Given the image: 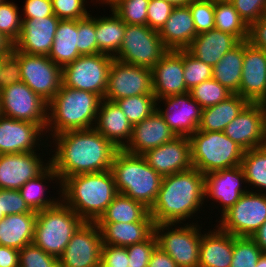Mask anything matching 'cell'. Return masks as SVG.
<instances>
[{
    "label": "cell",
    "instance_id": "1",
    "mask_svg": "<svg viewBox=\"0 0 266 267\" xmlns=\"http://www.w3.org/2000/svg\"><path fill=\"white\" fill-rule=\"evenodd\" d=\"M52 138L57 145L49 159L59 176L56 184L70 176L111 170L118 149L95 128L69 130Z\"/></svg>",
    "mask_w": 266,
    "mask_h": 267
},
{
    "label": "cell",
    "instance_id": "2",
    "mask_svg": "<svg viewBox=\"0 0 266 267\" xmlns=\"http://www.w3.org/2000/svg\"><path fill=\"white\" fill-rule=\"evenodd\" d=\"M204 186L205 175L195 168L163 176L157 199L149 210L154 225L181 224L191 219L204 204Z\"/></svg>",
    "mask_w": 266,
    "mask_h": 267
},
{
    "label": "cell",
    "instance_id": "3",
    "mask_svg": "<svg viewBox=\"0 0 266 267\" xmlns=\"http://www.w3.org/2000/svg\"><path fill=\"white\" fill-rule=\"evenodd\" d=\"M59 187L62 201L84 222H97L118 194L111 170L70 176Z\"/></svg>",
    "mask_w": 266,
    "mask_h": 267
},
{
    "label": "cell",
    "instance_id": "4",
    "mask_svg": "<svg viewBox=\"0 0 266 267\" xmlns=\"http://www.w3.org/2000/svg\"><path fill=\"white\" fill-rule=\"evenodd\" d=\"M101 100L95 93L62 84L48 103V121L44 134L48 132L53 137L69 130L94 128Z\"/></svg>",
    "mask_w": 266,
    "mask_h": 267
},
{
    "label": "cell",
    "instance_id": "5",
    "mask_svg": "<svg viewBox=\"0 0 266 267\" xmlns=\"http://www.w3.org/2000/svg\"><path fill=\"white\" fill-rule=\"evenodd\" d=\"M111 171L118 193L151 209L157 199L162 176L147 164L142 155L118 149L112 160Z\"/></svg>",
    "mask_w": 266,
    "mask_h": 267
},
{
    "label": "cell",
    "instance_id": "6",
    "mask_svg": "<svg viewBox=\"0 0 266 267\" xmlns=\"http://www.w3.org/2000/svg\"><path fill=\"white\" fill-rule=\"evenodd\" d=\"M189 140L193 168L204 175L241 165L245 150L223 132L197 130Z\"/></svg>",
    "mask_w": 266,
    "mask_h": 267
},
{
    "label": "cell",
    "instance_id": "7",
    "mask_svg": "<svg viewBox=\"0 0 266 267\" xmlns=\"http://www.w3.org/2000/svg\"><path fill=\"white\" fill-rule=\"evenodd\" d=\"M83 223L77 213L61 200L52 208L37 211L33 243L59 258Z\"/></svg>",
    "mask_w": 266,
    "mask_h": 267
},
{
    "label": "cell",
    "instance_id": "8",
    "mask_svg": "<svg viewBox=\"0 0 266 267\" xmlns=\"http://www.w3.org/2000/svg\"><path fill=\"white\" fill-rule=\"evenodd\" d=\"M176 225L171 223L154 225L158 246L176 262L178 267H198L202 237L199 225L187 223L177 229L172 228Z\"/></svg>",
    "mask_w": 266,
    "mask_h": 267
},
{
    "label": "cell",
    "instance_id": "9",
    "mask_svg": "<svg viewBox=\"0 0 266 267\" xmlns=\"http://www.w3.org/2000/svg\"><path fill=\"white\" fill-rule=\"evenodd\" d=\"M167 51L158 31L147 25L126 24L121 47L114 59L152 69Z\"/></svg>",
    "mask_w": 266,
    "mask_h": 267
},
{
    "label": "cell",
    "instance_id": "10",
    "mask_svg": "<svg viewBox=\"0 0 266 267\" xmlns=\"http://www.w3.org/2000/svg\"><path fill=\"white\" fill-rule=\"evenodd\" d=\"M113 57L106 54L81 55L62 68V84L88 91L104 99Z\"/></svg>",
    "mask_w": 266,
    "mask_h": 267
},
{
    "label": "cell",
    "instance_id": "11",
    "mask_svg": "<svg viewBox=\"0 0 266 267\" xmlns=\"http://www.w3.org/2000/svg\"><path fill=\"white\" fill-rule=\"evenodd\" d=\"M251 190L221 215L217 227L236 237H251L259 229L266 221V194Z\"/></svg>",
    "mask_w": 266,
    "mask_h": 267
},
{
    "label": "cell",
    "instance_id": "12",
    "mask_svg": "<svg viewBox=\"0 0 266 267\" xmlns=\"http://www.w3.org/2000/svg\"><path fill=\"white\" fill-rule=\"evenodd\" d=\"M0 110L3 116L47 127L48 103L22 81L0 90Z\"/></svg>",
    "mask_w": 266,
    "mask_h": 267
},
{
    "label": "cell",
    "instance_id": "13",
    "mask_svg": "<svg viewBox=\"0 0 266 267\" xmlns=\"http://www.w3.org/2000/svg\"><path fill=\"white\" fill-rule=\"evenodd\" d=\"M135 95H154L151 69L113 59L104 99L115 102Z\"/></svg>",
    "mask_w": 266,
    "mask_h": 267
},
{
    "label": "cell",
    "instance_id": "14",
    "mask_svg": "<svg viewBox=\"0 0 266 267\" xmlns=\"http://www.w3.org/2000/svg\"><path fill=\"white\" fill-rule=\"evenodd\" d=\"M21 81L49 103L62 85V68L45 55L20 52Z\"/></svg>",
    "mask_w": 266,
    "mask_h": 267
},
{
    "label": "cell",
    "instance_id": "15",
    "mask_svg": "<svg viewBox=\"0 0 266 267\" xmlns=\"http://www.w3.org/2000/svg\"><path fill=\"white\" fill-rule=\"evenodd\" d=\"M102 246L101 230L96 222H84L58 258L60 267H99Z\"/></svg>",
    "mask_w": 266,
    "mask_h": 267
},
{
    "label": "cell",
    "instance_id": "16",
    "mask_svg": "<svg viewBox=\"0 0 266 267\" xmlns=\"http://www.w3.org/2000/svg\"><path fill=\"white\" fill-rule=\"evenodd\" d=\"M223 133L244 150L266 145V105L248 103Z\"/></svg>",
    "mask_w": 266,
    "mask_h": 267
},
{
    "label": "cell",
    "instance_id": "17",
    "mask_svg": "<svg viewBox=\"0 0 266 267\" xmlns=\"http://www.w3.org/2000/svg\"><path fill=\"white\" fill-rule=\"evenodd\" d=\"M164 101V110L157 107L164 121L176 136L190 137L200 125L202 108L190 93L173 95L157 99V104Z\"/></svg>",
    "mask_w": 266,
    "mask_h": 267
},
{
    "label": "cell",
    "instance_id": "18",
    "mask_svg": "<svg viewBox=\"0 0 266 267\" xmlns=\"http://www.w3.org/2000/svg\"><path fill=\"white\" fill-rule=\"evenodd\" d=\"M238 94L250 103H266V52L244 41V57Z\"/></svg>",
    "mask_w": 266,
    "mask_h": 267
},
{
    "label": "cell",
    "instance_id": "19",
    "mask_svg": "<svg viewBox=\"0 0 266 267\" xmlns=\"http://www.w3.org/2000/svg\"><path fill=\"white\" fill-rule=\"evenodd\" d=\"M45 130L42 125L0 115V154L36 151V146L44 145L40 139Z\"/></svg>",
    "mask_w": 266,
    "mask_h": 267
},
{
    "label": "cell",
    "instance_id": "20",
    "mask_svg": "<svg viewBox=\"0 0 266 267\" xmlns=\"http://www.w3.org/2000/svg\"><path fill=\"white\" fill-rule=\"evenodd\" d=\"M35 151L0 154V189L19 190L28 180L36 178L49 165ZM44 163V164H43Z\"/></svg>",
    "mask_w": 266,
    "mask_h": 267
},
{
    "label": "cell",
    "instance_id": "21",
    "mask_svg": "<svg viewBox=\"0 0 266 267\" xmlns=\"http://www.w3.org/2000/svg\"><path fill=\"white\" fill-rule=\"evenodd\" d=\"M147 164L162 177L193 168L189 137L177 136L142 154Z\"/></svg>",
    "mask_w": 266,
    "mask_h": 267
},
{
    "label": "cell",
    "instance_id": "22",
    "mask_svg": "<svg viewBox=\"0 0 266 267\" xmlns=\"http://www.w3.org/2000/svg\"><path fill=\"white\" fill-rule=\"evenodd\" d=\"M151 73L156 99L189 93L184 81L183 50H168Z\"/></svg>",
    "mask_w": 266,
    "mask_h": 267
},
{
    "label": "cell",
    "instance_id": "23",
    "mask_svg": "<svg viewBox=\"0 0 266 267\" xmlns=\"http://www.w3.org/2000/svg\"><path fill=\"white\" fill-rule=\"evenodd\" d=\"M243 182L246 183V179L241 166L207 173L204 186L205 199L209 197L213 198L212 201L221 203L223 215L249 191L241 188Z\"/></svg>",
    "mask_w": 266,
    "mask_h": 267
},
{
    "label": "cell",
    "instance_id": "24",
    "mask_svg": "<svg viewBox=\"0 0 266 267\" xmlns=\"http://www.w3.org/2000/svg\"><path fill=\"white\" fill-rule=\"evenodd\" d=\"M59 21L56 16L22 19V31L13 48L30 55L48 56Z\"/></svg>",
    "mask_w": 266,
    "mask_h": 267
},
{
    "label": "cell",
    "instance_id": "25",
    "mask_svg": "<svg viewBox=\"0 0 266 267\" xmlns=\"http://www.w3.org/2000/svg\"><path fill=\"white\" fill-rule=\"evenodd\" d=\"M177 137L164 121L158 110L149 117L133 125L129 142L123 150L142 155L146 151L154 149Z\"/></svg>",
    "mask_w": 266,
    "mask_h": 267
},
{
    "label": "cell",
    "instance_id": "26",
    "mask_svg": "<svg viewBox=\"0 0 266 267\" xmlns=\"http://www.w3.org/2000/svg\"><path fill=\"white\" fill-rule=\"evenodd\" d=\"M94 128L117 149H123L131 138L133 125L115 102L102 99Z\"/></svg>",
    "mask_w": 266,
    "mask_h": 267
},
{
    "label": "cell",
    "instance_id": "27",
    "mask_svg": "<svg viewBox=\"0 0 266 267\" xmlns=\"http://www.w3.org/2000/svg\"><path fill=\"white\" fill-rule=\"evenodd\" d=\"M240 42L236 36L212 29L197 34L186 50L194 57L214 67L228 51Z\"/></svg>",
    "mask_w": 266,
    "mask_h": 267
},
{
    "label": "cell",
    "instance_id": "28",
    "mask_svg": "<svg viewBox=\"0 0 266 267\" xmlns=\"http://www.w3.org/2000/svg\"><path fill=\"white\" fill-rule=\"evenodd\" d=\"M196 35L194 21L188 5L174 7L170 17L159 31V36L168 50L186 49Z\"/></svg>",
    "mask_w": 266,
    "mask_h": 267
},
{
    "label": "cell",
    "instance_id": "29",
    "mask_svg": "<svg viewBox=\"0 0 266 267\" xmlns=\"http://www.w3.org/2000/svg\"><path fill=\"white\" fill-rule=\"evenodd\" d=\"M232 256V234L222 231L219 227L202 234L198 267H230Z\"/></svg>",
    "mask_w": 266,
    "mask_h": 267
},
{
    "label": "cell",
    "instance_id": "30",
    "mask_svg": "<svg viewBox=\"0 0 266 267\" xmlns=\"http://www.w3.org/2000/svg\"><path fill=\"white\" fill-rule=\"evenodd\" d=\"M101 230L102 243L127 247L147 240L154 233L153 221L96 222Z\"/></svg>",
    "mask_w": 266,
    "mask_h": 267
},
{
    "label": "cell",
    "instance_id": "31",
    "mask_svg": "<svg viewBox=\"0 0 266 267\" xmlns=\"http://www.w3.org/2000/svg\"><path fill=\"white\" fill-rule=\"evenodd\" d=\"M37 213L10 214L0 220V246L21 250L33 243Z\"/></svg>",
    "mask_w": 266,
    "mask_h": 267
},
{
    "label": "cell",
    "instance_id": "32",
    "mask_svg": "<svg viewBox=\"0 0 266 267\" xmlns=\"http://www.w3.org/2000/svg\"><path fill=\"white\" fill-rule=\"evenodd\" d=\"M249 102L239 94H232L220 103L202 109L198 130L223 132Z\"/></svg>",
    "mask_w": 266,
    "mask_h": 267
},
{
    "label": "cell",
    "instance_id": "33",
    "mask_svg": "<svg viewBox=\"0 0 266 267\" xmlns=\"http://www.w3.org/2000/svg\"><path fill=\"white\" fill-rule=\"evenodd\" d=\"M78 45V20H60L48 57L63 68L81 56Z\"/></svg>",
    "mask_w": 266,
    "mask_h": 267
},
{
    "label": "cell",
    "instance_id": "34",
    "mask_svg": "<svg viewBox=\"0 0 266 267\" xmlns=\"http://www.w3.org/2000/svg\"><path fill=\"white\" fill-rule=\"evenodd\" d=\"M244 57V41L228 51L213 67L212 78L232 94H238Z\"/></svg>",
    "mask_w": 266,
    "mask_h": 267
},
{
    "label": "cell",
    "instance_id": "35",
    "mask_svg": "<svg viewBox=\"0 0 266 267\" xmlns=\"http://www.w3.org/2000/svg\"><path fill=\"white\" fill-rule=\"evenodd\" d=\"M111 17L95 18V32L98 53L115 57L121 47L126 23L111 9Z\"/></svg>",
    "mask_w": 266,
    "mask_h": 267
},
{
    "label": "cell",
    "instance_id": "36",
    "mask_svg": "<svg viewBox=\"0 0 266 267\" xmlns=\"http://www.w3.org/2000/svg\"><path fill=\"white\" fill-rule=\"evenodd\" d=\"M153 221L149 209L142 203L118 193L97 222Z\"/></svg>",
    "mask_w": 266,
    "mask_h": 267
},
{
    "label": "cell",
    "instance_id": "37",
    "mask_svg": "<svg viewBox=\"0 0 266 267\" xmlns=\"http://www.w3.org/2000/svg\"><path fill=\"white\" fill-rule=\"evenodd\" d=\"M50 179L51 181L55 180L57 182V179L59 181V176L51 164L40 175H38L36 178L28 180L19 189L22 198L33 211L37 212L52 208L61 201V197L58 198V200L44 197L46 195V190L44 188L47 186L46 183H48L45 182V180L50 181ZM43 182H45V185Z\"/></svg>",
    "mask_w": 266,
    "mask_h": 267
},
{
    "label": "cell",
    "instance_id": "38",
    "mask_svg": "<svg viewBox=\"0 0 266 267\" xmlns=\"http://www.w3.org/2000/svg\"><path fill=\"white\" fill-rule=\"evenodd\" d=\"M215 29L236 36L240 41L249 37V26L229 0H215Z\"/></svg>",
    "mask_w": 266,
    "mask_h": 267
},
{
    "label": "cell",
    "instance_id": "39",
    "mask_svg": "<svg viewBox=\"0 0 266 267\" xmlns=\"http://www.w3.org/2000/svg\"><path fill=\"white\" fill-rule=\"evenodd\" d=\"M240 166L244 171L246 183L259 188L258 193L265 191L266 194V145L245 150Z\"/></svg>",
    "mask_w": 266,
    "mask_h": 267
},
{
    "label": "cell",
    "instance_id": "40",
    "mask_svg": "<svg viewBox=\"0 0 266 267\" xmlns=\"http://www.w3.org/2000/svg\"><path fill=\"white\" fill-rule=\"evenodd\" d=\"M132 125L149 117L157 110L155 95H135L115 101Z\"/></svg>",
    "mask_w": 266,
    "mask_h": 267
},
{
    "label": "cell",
    "instance_id": "41",
    "mask_svg": "<svg viewBox=\"0 0 266 267\" xmlns=\"http://www.w3.org/2000/svg\"><path fill=\"white\" fill-rule=\"evenodd\" d=\"M149 2L150 0H101L99 4L109 5L126 24L146 25Z\"/></svg>",
    "mask_w": 266,
    "mask_h": 267
},
{
    "label": "cell",
    "instance_id": "42",
    "mask_svg": "<svg viewBox=\"0 0 266 267\" xmlns=\"http://www.w3.org/2000/svg\"><path fill=\"white\" fill-rule=\"evenodd\" d=\"M189 93L202 109L214 106L232 95L229 90L213 78L194 86L189 90Z\"/></svg>",
    "mask_w": 266,
    "mask_h": 267
},
{
    "label": "cell",
    "instance_id": "43",
    "mask_svg": "<svg viewBox=\"0 0 266 267\" xmlns=\"http://www.w3.org/2000/svg\"><path fill=\"white\" fill-rule=\"evenodd\" d=\"M262 253L251 237L233 236V256L230 267H256Z\"/></svg>",
    "mask_w": 266,
    "mask_h": 267
},
{
    "label": "cell",
    "instance_id": "44",
    "mask_svg": "<svg viewBox=\"0 0 266 267\" xmlns=\"http://www.w3.org/2000/svg\"><path fill=\"white\" fill-rule=\"evenodd\" d=\"M184 81L188 90L212 78L213 67L183 49Z\"/></svg>",
    "mask_w": 266,
    "mask_h": 267
},
{
    "label": "cell",
    "instance_id": "45",
    "mask_svg": "<svg viewBox=\"0 0 266 267\" xmlns=\"http://www.w3.org/2000/svg\"><path fill=\"white\" fill-rule=\"evenodd\" d=\"M18 6L10 1L0 3V33L13 44L19 39L22 31V17L18 15Z\"/></svg>",
    "mask_w": 266,
    "mask_h": 267
},
{
    "label": "cell",
    "instance_id": "46",
    "mask_svg": "<svg viewBox=\"0 0 266 267\" xmlns=\"http://www.w3.org/2000/svg\"><path fill=\"white\" fill-rule=\"evenodd\" d=\"M196 34L215 29V0H193L189 5Z\"/></svg>",
    "mask_w": 266,
    "mask_h": 267
},
{
    "label": "cell",
    "instance_id": "47",
    "mask_svg": "<svg viewBox=\"0 0 266 267\" xmlns=\"http://www.w3.org/2000/svg\"><path fill=\"white\" fill-rule=\"evenodd\" d=\"M19 267H60L59 259L34 243L19 250Z\"/></svg>",
    "mask_w": 266,
    "mask_h": 267
},
{
    "label": "cell",
    "instance_id": "48",
    "mask_svg": "<svg viewBox=\"0 0 266 267\" xmlns=\"http://www.w3.org/2000/svg\"><path fill=\"white\" fill-rule=\"evenodd\" d=\"M95 32V17L88 15L78 20V45L77 49L81 55L98 54V44Z\"/></svg>",
    "mask_w": 266,
    "mask_h": 267
},
{
    "label": "cell",
    "instance_id": "49",
    "mask_svg": "<svg viewBox=\"0 0 266 267\" xmlns=\"http://www.w3.org/2000/svg\"><path fill=\"white\" fill-rule=\"evenodd\" d=\"M21 82L20 51L14 48L3 55L0 67V90L6 86Z\"/></svg>",
    "mask_w": 266,
    "mask_h": 267
},
{
    "label": "cell",
    "instance_id": "50",
    "mask_svg": "<svg viewBox=\"0 0 266 267\" xmlns=\"http://www.w3.org/2000/svg\"><path fill=\"white\" fill-rule=\"evenodd\" d=\"M157 246L154 233L144 242L127 246L128 267H148L152 253Z\"/></svg>",
    "mask_w": 266,
    "mask_h": 267
},
{
    "label": "cell",
    "instance_id": "51",
    "mask_svg": "<svg viewBox=\"0 0 266 267\" xmlns=\"http://www.w3.org/2000/svg\"><path fill=\"white\" fill-rule=\"evenodd\" d=\"M51 2L54 15L60 20H79L90 14L84 7L87 2L85 0H51Z\"/></svg>",
    "mask_w": 266,
    "mask_h": 267
},
{
    "label": "cell",
    "instance_id": "52",
    "mask_svg": "<svg viewBox=\"0 0 266 267\" xmlns=\"http://www.w3.org/2000/svg\"><path fill=\"white\" fill-rule=\"evenodd\" d=\"M0 213L5 216L20 213H37L22 198L19 190L0 189Z\"/></svg>",
    "mask_w": 266,
    "mask_h": 267
},
{
    "label": "cell",
    "instance_id": "53",
    "mask_svg": "<svg viewBox=\"0 0 266 267\" xmlns=\"http://www.w3.org/2000/svg\"><path fill=\"white\" fill-rule=\"evenodd\" d=\"M174 6L164 0H150L147 8L146 25L153 30L160 31L170 17Z\"/></svg>",
    "mask_w": 266,
    "mask_h": 267
},
{
    "label": "cell",
    "instance_id": "54",
    "mask_svg": "<svg viewBox=\"0 0 266 267\" xmlns=\"http://www.w3.org/2000/svg\"><path fill=\"white\" fill-rule=\"evenodd\" d=\"M240 17L250 26L266 15V0H229Z\"/></svg>",
    "mask_w": 266,
    "mask_h": 267
},
{
    "label": "cell",
    "instance_id": "55",
    "mask_svg": "<svg viewBox=\"0 0 266 267\" xmlns=\"http://www.w3.org/2000/svg\"><path fill=\"white\" fill-rule=\"evenodd\" d=\"M126 247L103 244L100 266L128 267Z\"/></svg>",
    "mask_w": 266,
    "mask_h": 267
},
{
    "label": "cell",
    "instance_id": "56",
    "mask_svg": "<svg viewBox=\"0 0 266 267\" xmlns=\"http://www.w3.org/2000/svg\"><path fill=\"white\" fill-rule=\"evenodd\" d=\"M23 19L55 16L51 0H26Z\"/></svg>",
    "mask_w": 266,
    "mask_h": 267
},
{
    "label": "cell",
    "instance_id": "57",
    "mask_svg": "<svg viewBox=\"0 0 266 267\" xmlns=\"http://www.w3.org/2000/svg\"><path fill=\"white\" fill-rule=\"evenodd\" d=\"M248 41L266 52V15L249 26Z\"/></svg>",
    "mask_w": 266,
    "mask_h": 267
},
{
    "label": "cell",
    "instance_id": "58",
    "mask_svg": "<svg viewBox=\"0 0 266 267\" xmlns=\"http://www.w3.org/2000/svg\"><path fill=\"white\" fill-rule=\"evenodd\" d=\"M148 267H178L176 262L157 246L150 258Z\"/></svg>",
    "mask_w": 266,
    "mask_h": 267
},
{
    "label": "cell",
    "instance_id": "59",
    "mask_svg": "<svg viewBox=\"0 0 266 267\" xmlns=\"http://www.w3.org/2000/svg\"><path fill=\"white\" fill-rule=\"evenodd\" d=\"M0 267H19V250L0 246Z\"/></svg>",
    "mask_w": 266,
    "mask_h": 267
},
{
    "label": "cell",
    "instance_id": "60",
    "mask_svg": "<svg viewBox=\"0 0 266 267\" xmlns=\"http://www.w3.org/2000/svg\"><path fill=\"white\" fill-rule=\"evenodd\" d=\"M263 253H266V221L251 236Z\"/></svg>",
    "mask_w": 266,
    "mask_h": 267
},
{
    "label": "cell",
    "instance_id": "61",
    "mask_svg": "<svg viewBox=\"0 0 266 267\" xmlns=\"http://www.w3.org/2000/svg\"><path fill=\"white\" fill-rule=\"evenodd\" d=\"M14 47V44L0 33V55H5L9 53Z\"/></svg>",
    "mask_w": 266,
    "mask_h": 267
},
{
    "label": "cell",
    "instance_id": "62",
    "mask_svg": "<svg viewBox=\"0 0 266 267\" xmlns=\"http://www.w3.org/2000/svg\"><path fill=\"white\" fill-rule=\"evenodd\" d=\"M173 5L174 7L189 5L193 0H164Z\"/></svg>",
    "mask_w": 266,
    "mask_h": 267
},
{
    "label": "cell",
    "instance_id": "63",
    "mask_svg": "<svg viewBox=\"0 0 266 267\" xmlns=\"http://www.w3.org/2000/svg\"><path fill=\"white\" fill-rule=\"evenodd\" d=\"M256 267H266V253H262L256 264Z\"/></svg>",
    "mask_w": 266,
    "mask_h": 267
},
{
    "label": "cell",
    "instance_id": "64",
    "mask_svg": "<svg viewBox=\"0 0 266 267\" xmlns=\"http://www.w3.org/2000/svg\"><path fill=\"white\" fill-rule=\"evenodd\" d=\"M5 217L3 213H0V220H2Z\"/></svg>",
    "mask_w": 266,
    "mask_h": 267
},
{
    "label": "cell",
    "instance_id": "65",
    "mask_svg": "<svg viewBox=\"0 0 266 267\" xmlns=\"http://www.w3.org/2000/svg\"><path fill=\"white\" fill-rule=\"evenodd\" d=\"M2 58H3V55H0V67H1V63H2Z\"/></svg>",
    "mask_w": 266,
    "mask_h": 267
}]
</instances>
